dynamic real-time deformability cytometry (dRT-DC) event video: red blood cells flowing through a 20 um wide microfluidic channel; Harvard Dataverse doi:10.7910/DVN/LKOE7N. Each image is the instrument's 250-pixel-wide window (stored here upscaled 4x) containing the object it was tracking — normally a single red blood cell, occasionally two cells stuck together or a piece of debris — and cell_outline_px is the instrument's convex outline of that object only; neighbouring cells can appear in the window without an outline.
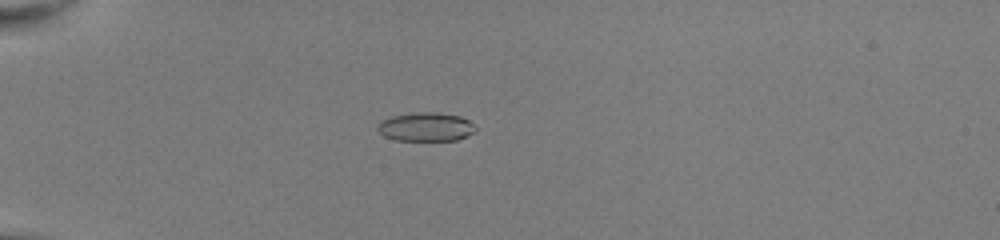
{"species": "common noctule bat (a hibernating species)", "species_latin": "Nyctalus noctula", "temperature_condition": "room temperature", "stored_images_in_passage": 38, "camera_frame_rate_fps": 3000, "um_per_image_px": 0.085, "animal": {"sex": "female", "body_mass_g": 22.0, "forearm_length_mm": 56.7}, "frame": {"image": 1, "passage_image": 2, "time_ms": 0.333, "image_size_px": [1000, 240], "cell_outline_px": [[476, 128], [468, 136], [456, 140], [396, 140], [384, 136], [376, 128], [380, 120], [392, 116], [416, 112], [436, 112], [460, 116], [468, 120]], "centroid_in_image_um": [36.17, 10.78], "position_along_channel_um": 48.8, "area_um2": 16.36}}
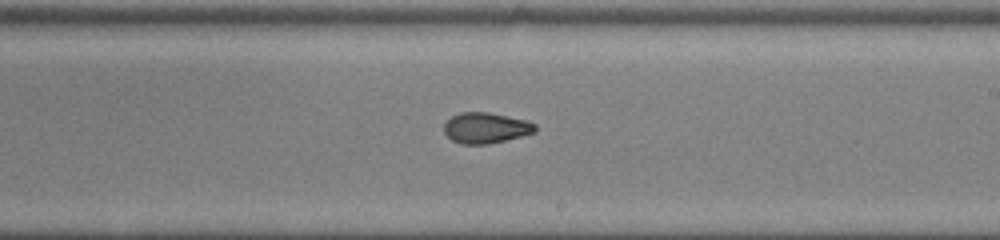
{"frame": {"image": 2, "passage_image": 19, "time_ms": 6.0, "image_size_px": [1000, 240], "cell_outline_px": [[536, 132], [488, 144], [464, 144], [452, 140], [444, 132], [444, 124], [452, 116], [460, 112], [488, 112], [528, 120], [536, 124]], "centroid_in_image_um": [41.3, 10.86], "position_along_channel_um": 247.7, "area_um2": 16.24}}
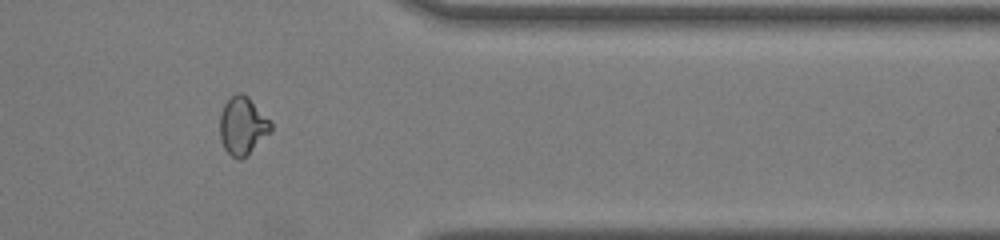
{"frame": {"image": 3, "passage_image": 30, "time_ms": 9.667, "image_size_px": [1000, 240], "cell_outline_px": [[272, 132], [240, 160], [236, 160], [224, 148], [220, 140], [220, 112], [224, 104], [236, 92], [240, 92], [248, 96], [272, 124]], "centroid_in_image_um": [20.6, 10.69], "position_along_channel_um": 390.8, "area_um2": 17.11}, "authors_computed_cell_mechanics": {"area_um2": 16.8198, "velocity_mm_per_s": 4.0824, "shape_relaxation_time_tau1_ms": null, "shape_relaxation_time_tau2_ms": 1.769, "deformation_change_tau1": null, "deformation_change_tau2": 0.071}}